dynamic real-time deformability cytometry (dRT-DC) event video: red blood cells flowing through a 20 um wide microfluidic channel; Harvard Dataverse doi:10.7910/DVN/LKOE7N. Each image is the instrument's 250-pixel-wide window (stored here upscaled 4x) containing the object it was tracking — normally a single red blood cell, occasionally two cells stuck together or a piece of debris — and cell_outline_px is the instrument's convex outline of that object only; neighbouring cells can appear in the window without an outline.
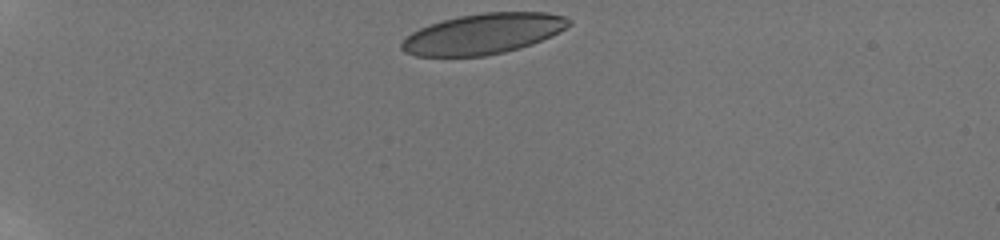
{"species": "human", "species_latin": "Homo sapiens", "temperature_condition": "room temperature", "stored_images_in_passage": 38, "camera_frame_rate_fps": 3000, "um_per_image_px": 0.085, "donor": {"sex": "male"}, "frame": {"image": 1, "passage_image": 1, "time_ms": 0.0, "image_size_px": [1000, 240], "cell_outline_px": [[572, 24], [532, 44], [520, 48], [504, 52], [484, 56], [416, 56], [404, 52], [400, 48], [400, 44], [412, 32], [420, 28], [444, 20], [460, 16], [484, 12], [548, 12], [564, 16], [572, 20]], "centroid_in_image_um": [41.06, 2.87], "position_along_channel_um": 43.9, "area_um2": 39.13}}
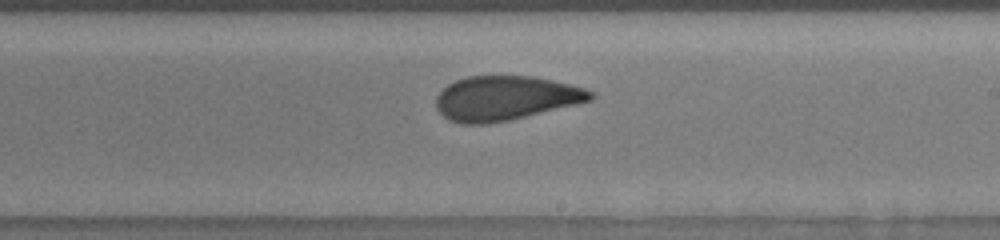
{"frame": {"image": 2, "passage_image": 22, "time_ms": 7.0, "image_size_px": [1000, 240], "cell_outline_px": [[596, 96], [592, 100], [576, 104], [508, 120], [488, 124], [460, 124], [448, 120], [436, 108], [436, 96], [448, 84], [456, 80], [468, 76], [532, 76], [552, 80], [584, 88], [592, 92]], "centroid_in_image_um": [42.93, 8.34], "position_along_channel_um": 246.1, "area_um2": 39.77}}
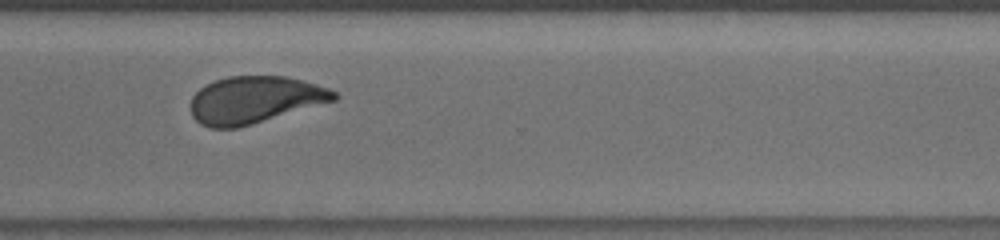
{"frame": {"image": 3, "passage_image": 30, "time_ms": 9.667, "image_size_px": [1000, 240], "cell_outline_px": [[340, 96], [336, 100], [236, 128], [212, 128], [200, 124], [192, 116], [192, 96], [200, 88], [216, 80], [228, 76], [284, 76], [304, 80], [328, 88], [336, 92]], "centroid_in_image_um": [21.66, 8.47], "position_along_channel_um": 348.9, "area_um2": 38.96}, "authors_computed_cell_mechanics": {"area_um2": 40.2866, "velocity_mm_per_s": 3.8602, "shape_relaxation_time_tau1_ms": 7.7561, "shape_relaxation_time_tau2_ms": 1.0893, "deformation_change_tau1": 0.1889, "deformation_change_tau2": 0.0796}}